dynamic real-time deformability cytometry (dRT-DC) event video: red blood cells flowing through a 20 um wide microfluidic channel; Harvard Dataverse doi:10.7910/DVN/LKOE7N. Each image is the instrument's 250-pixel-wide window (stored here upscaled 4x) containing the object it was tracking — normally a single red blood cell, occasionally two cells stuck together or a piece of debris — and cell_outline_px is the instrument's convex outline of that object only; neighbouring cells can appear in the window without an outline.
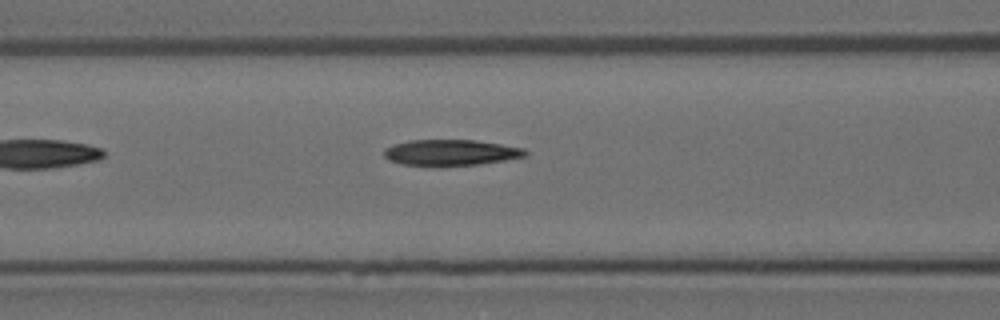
{"species": "Egyptian fruit bat (a non-hibernating species)", "species_latin": "Rousettus aegyptiacus", "temperature_condition": "room temperature", "stored_images_in_passage": 6, "camera_frame_rate_fps": 3000, "um_per_image_px": 0.085, "animal": {"sex": "female"}, "frame": {"image": 1, "passage_image": 6, "time_ms": 1.667, "image_size_px": [1000, 320], "cell_outline_px": [[528, 156], [504, 160], [476, 164], [404, 164], [388, 160], [384, 156], [384, 148], [408, 140], [476, 140], [524, 148], [528, 152]], "centroid_in_image_um": [38.35, 12.94], "position_along_channel_um": 128.3, "area_um2": 20.75}}